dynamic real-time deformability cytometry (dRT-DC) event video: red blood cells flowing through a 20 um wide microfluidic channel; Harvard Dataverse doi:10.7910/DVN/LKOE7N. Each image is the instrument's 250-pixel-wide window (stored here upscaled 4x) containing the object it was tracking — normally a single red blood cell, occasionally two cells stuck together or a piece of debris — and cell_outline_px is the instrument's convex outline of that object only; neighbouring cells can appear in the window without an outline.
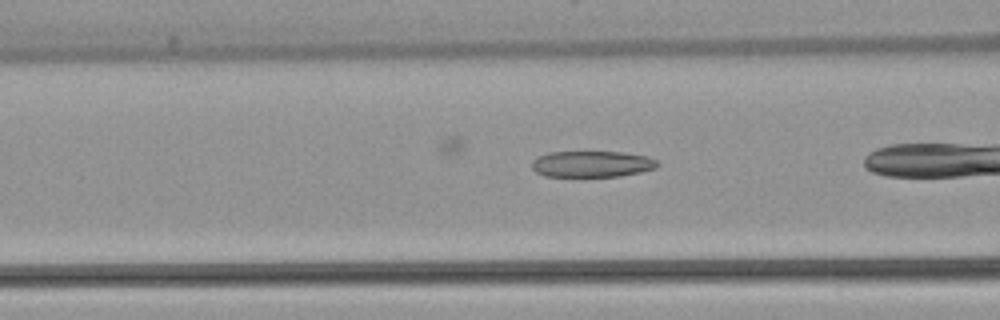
{"species": "common noctule bat (a hibernating species)", "species_latin": "Nyctalus noctula", "temperature_condition": "warm", "stored_images_in_passage": 18, "camera_frame_rate_fps": 3000, "um_per_image_px": 0.085, "animal": {"sex": "female", "body_mass_g": 22.7, "forearm_length_mm": 54.2}, "frame": {"image": 1, "passage_image": 16, "time_ms": 5.0, "image_size_px": [1000, 320], "cell_outline_px": [[660, 164], [656, 168], [640, 172], [620, 176], [544, 176], [536, 172], [532, 168], [532, 160], [536, 156], [548, 152], [624, 152], [648, 156], [656, 160]], "centroid_in_image_um": [50.31, 13.93], "position_along_channel_um": 116.3, "area_um2": 19.31}}